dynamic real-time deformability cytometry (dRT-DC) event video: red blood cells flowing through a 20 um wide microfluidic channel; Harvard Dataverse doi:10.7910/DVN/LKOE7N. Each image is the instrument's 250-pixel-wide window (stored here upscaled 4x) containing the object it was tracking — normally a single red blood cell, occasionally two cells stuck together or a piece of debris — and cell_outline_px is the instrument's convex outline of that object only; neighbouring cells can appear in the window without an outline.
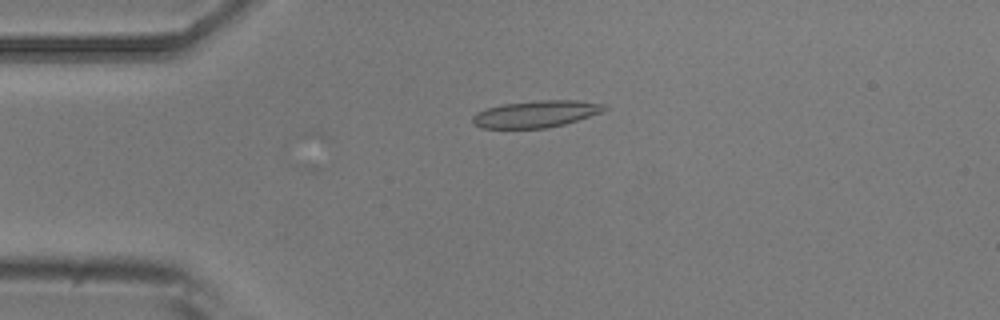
{"species": "common noctule bat (a hibernating species)", "species_latin": "Nyctalus noctula", "temperature_condition": "room temperature", "stored_images_in_passage": 2, "camera_frame_rate_fps": 3000, "um_per_image_px": 0.085, "animal": {"sex": "male", "body_mass_g": 20.5, "forearm_length_mm": 52.5}, "frame": {"image": 1, "passage_image": 1, "time_ms": 0.0, "image_size_px": [1000, 320], "cell_outline_px": [[608, 108], [604, 112], [564, 124], [548, 128], [480, 128], [472, 124], [472, 116], [476, 112], [488, 108], [504, 104], [540, 100], [576, 100], [604, 104]], "centroid_in_image_um": [45.56, 9.69], "position_along_channel_um": 39.4, "area_um2": 20.69}}